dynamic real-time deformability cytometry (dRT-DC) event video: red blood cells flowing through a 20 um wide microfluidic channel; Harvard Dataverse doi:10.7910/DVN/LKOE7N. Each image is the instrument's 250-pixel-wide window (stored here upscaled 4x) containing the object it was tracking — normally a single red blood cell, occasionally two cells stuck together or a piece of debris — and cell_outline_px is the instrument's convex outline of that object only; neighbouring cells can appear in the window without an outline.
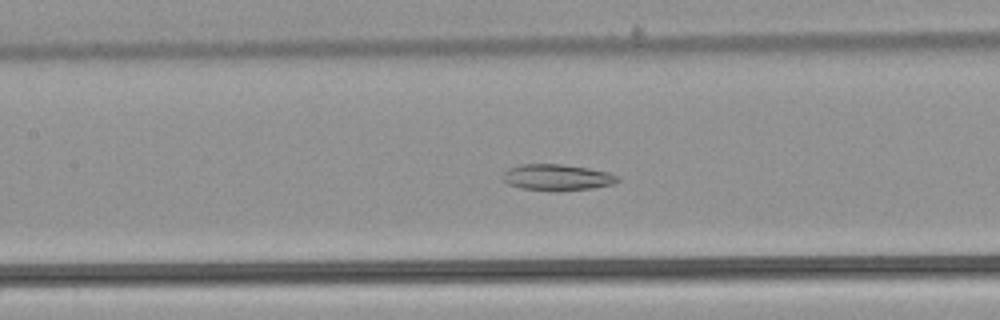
{"species": "common noctule bat (a hibernating species)", "species_latin": "Nyctalus noctula", "temperature_condition": "warm", "stored_images_in_passage": 54, "segment_of_instrument_passage": [1, 2], "camera_frame_rate_fps": 3000, "um_per_image_px": 0.085, "animal": {"sex": "male", "body_mass_g": 21.5, "forearm_length_mm": 52.0}, "frame": {"image": 1, "passage_image": 25, "time_ms": 8.0, "image_size_px": [1000, 320], "cell_outline_px": [[620, 180], [612, 184], [592, 188], [556, 192], [520, 188], [508, 184], [504, 180], [504, 172], [508, 168], [520, 164], [560, 164], [588, 168], [608, 172], [620, 176]], "centroid_in_image_um": [47.36, 15.08], "position_along_channel_um": 160.0, "area_um2": 17.69}}
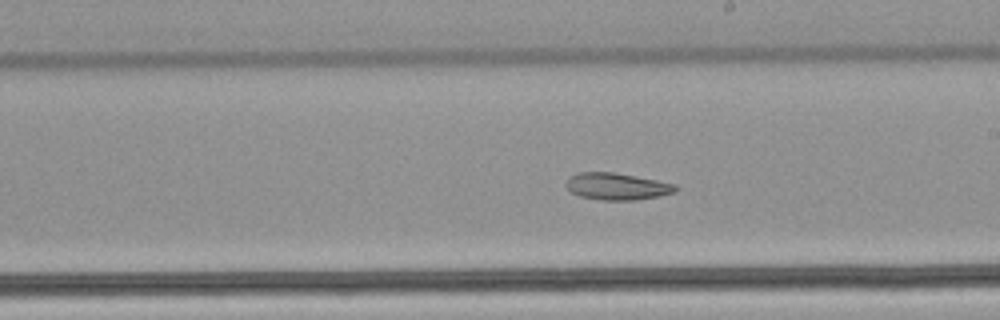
{"frame": {"image": 2, "passage_image": 31, "time_ms": 10.0, "image_size_px": [1000, 320], "cell_outline_px": [[680, 188], [676, 192], [660, 196], [636, 200], [600, 200], [580, 196], [572, 192], [564, 184], [568, 176], [580, 172], [612, 172], [656, 180], [676, 184]], "centroid_in_image_um": [52.45, 15.85], "position_along_channel_um": 236.5, "area_um2": 17.28}}
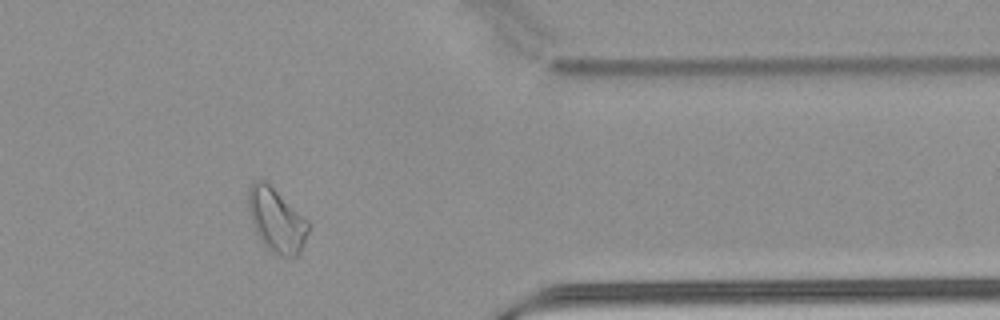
{"frame": {"image": 3, "passage_image": 44, "time_ms": 14.333, "image_size_px": [1000, 320], "cell_outline_px": [[312, 224], [304, 244], [300, 252], [296, 256], [280, 256], [268, 248], [260, 240], [252, 224], [248, 212], [248, 188], [252, 180], [268, 180]], "centroid_in_image_um": [23.51, 18.65], "position_along_channel_um": 387.9, "area_um2": 22.95}}